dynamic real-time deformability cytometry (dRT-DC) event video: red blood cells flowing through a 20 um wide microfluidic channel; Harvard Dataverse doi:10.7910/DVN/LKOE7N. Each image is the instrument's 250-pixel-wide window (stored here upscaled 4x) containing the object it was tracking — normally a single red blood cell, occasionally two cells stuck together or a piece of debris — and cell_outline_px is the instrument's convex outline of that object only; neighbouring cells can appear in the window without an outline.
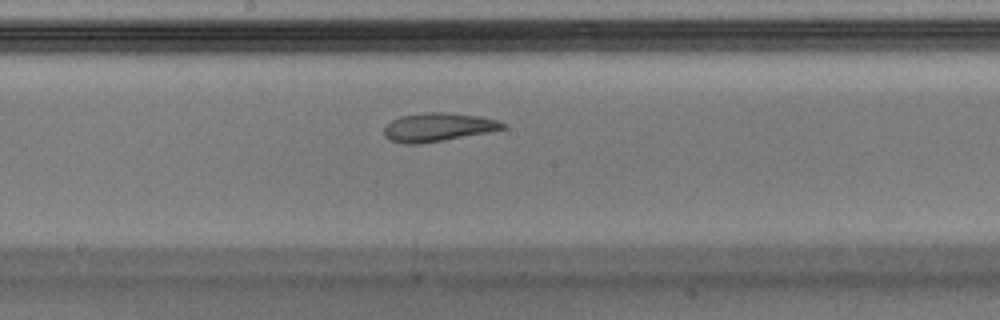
{"species": "Egyptian fruit bat (a non-hibernating species)", "species_latin": "Rousettus aegyptiacus", "temperature_condition": "warm", "stored_images_in_passage": 43, "camera_frame_rate_fps": 3000, "um_per_image_px": 0.085, "animal": {"sex": "male"}, "frame": {"image": 1, "passage_image": 25, "time_ms": 8.0, "image_size_px": [1000, 320], "cell_outline_px": [[508, 128], [488, 132], [444, 140], [420, 144], [404, 144], [392, 140], [384, 136], [384, 128], [392, 120], [400, 116], [424, 112], [448, 112], [480, 116], [496, 120], [508, 124]], "centroid_in_image_um": [37.26, 10.8], "position_along_channel_um": 210.9, "area_um2": 19.83}}
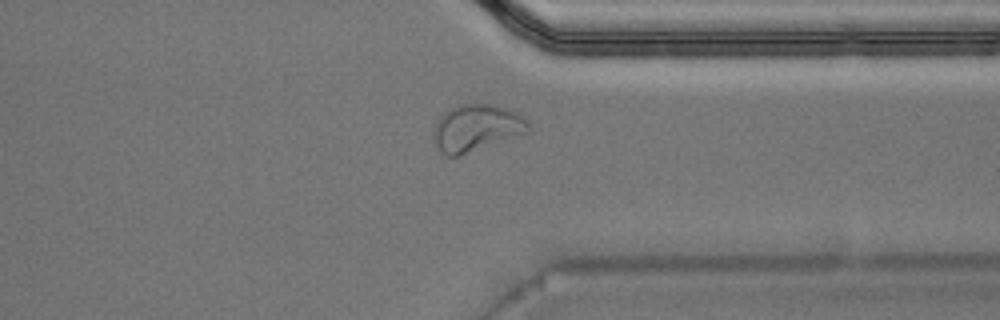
{"frame": {"image": 2, "passage_image": 37, "time_ms": 12.0, "image_size_px": [1000, 320], "cell_outline_px": [[532, 132], [460, 156], [448, 156], [440, 152], [432, 136], [432, 132], [436, 120], [444, 112], [460, 104], [488, 104], [504, 108], [516, 112], [524, 116], [532, 124]], "centroid_in_image_um": [40.54, 10.89], "position_along_channel_um": 370.9, "area_um2": 26.47}}